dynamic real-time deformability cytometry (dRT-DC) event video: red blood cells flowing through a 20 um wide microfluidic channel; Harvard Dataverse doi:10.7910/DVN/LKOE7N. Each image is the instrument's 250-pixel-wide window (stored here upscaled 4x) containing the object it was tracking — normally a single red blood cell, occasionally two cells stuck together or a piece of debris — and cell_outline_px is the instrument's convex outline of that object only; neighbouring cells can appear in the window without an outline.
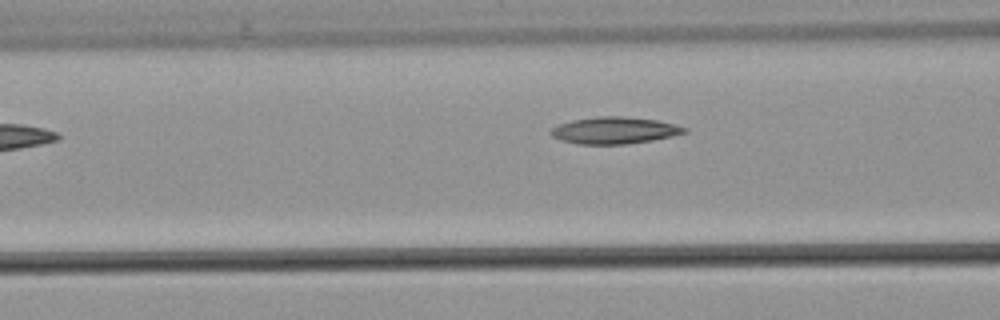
{"species": "common noctule bat (a hibernating species)", "species_latin": "Nyctalus noctula", "temperature_condition": "warm", "stored_images_in_passage": 5, "camera_frame_rate_fps": 3000, "um_per_image_px": 0.085, "animal": {"sex": "male", "body_mass_g": 21.5, "forearm_length_mm": 52.0}, "frame": {"image": 1, "passage_image": 5, "time_ms": 4.667, "image_size_px": [1000, 320], "cell_outline_px": [[688, 132], [672, 136], [652, 140], [624, 144], [580, 144], [564, 140], [552, 136], [548, 132], [556, 124], [572, 120], [600, 116], [620, 116], [656, 120], [688, 128]], "centroid_in_image_um": [52.21, 11.08], "position_along_channel_um": 114.4, "area_um2": 20.69}}